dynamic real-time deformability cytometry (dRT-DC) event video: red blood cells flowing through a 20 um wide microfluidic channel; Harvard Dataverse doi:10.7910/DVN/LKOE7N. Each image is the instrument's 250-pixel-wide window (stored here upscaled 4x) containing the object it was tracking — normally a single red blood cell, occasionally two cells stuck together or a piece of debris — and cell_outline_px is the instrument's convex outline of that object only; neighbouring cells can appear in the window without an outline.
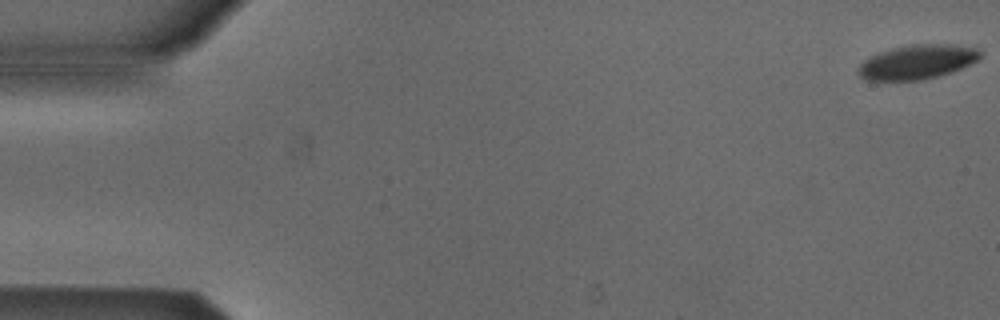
{"species": "Egyptian fruit bat (a non-hibernating species)", "species_latin": "Rousettus aegyptiacus", "temperature_condition": "cold", "stored_images_in_passage": 54, "camera_frame_rate_fps": 3000, "um_per_image_px": 0.085, "animal": {"sex": "male"}, "frame": {"image": 1, "passage_image": 1, "time_ms": 0.0, "image_size_px": [1000, 320], "cell_outline_px": [[980, 56], [976, 60], [960, 68], [936, 76], [920, 80], [864, 80], [856, 72], [856, 68], [868, 56], [892, 48], [912, 44], [948, 44], [980, 48]], "centroid_in_image_um": [77.89, 5.26], "position_along_channel_um": 7.1, "area_um2": 24.22}}
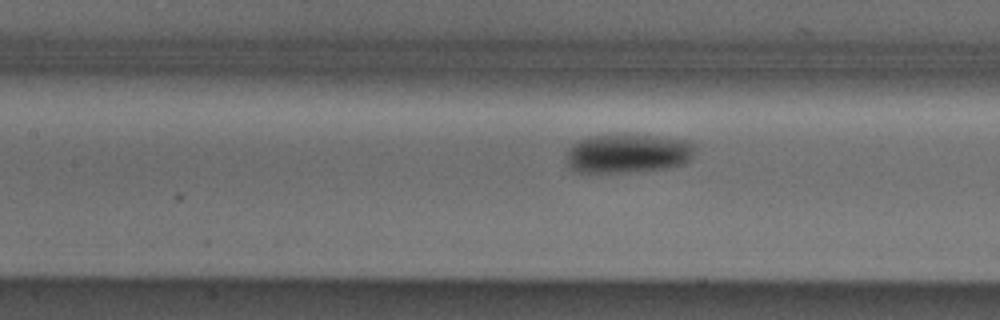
{"frame": {"image": 2, "passage_image": 24, "time_ms": 7.667, "image_size_px": [1000, 320], "cell_outline_px": [[696, 148], [688, 164], [668, 168], [628, 172], [576, 172], [568, 168], [564, 156], [568, 148], [572, 144], [580, 140], [592, 136], [656, 136], [688, 140]], "centroid_in_image_um": [53.36, 13.07], "position_along_channel_um": 154.0, "area_um2": 29.36}}
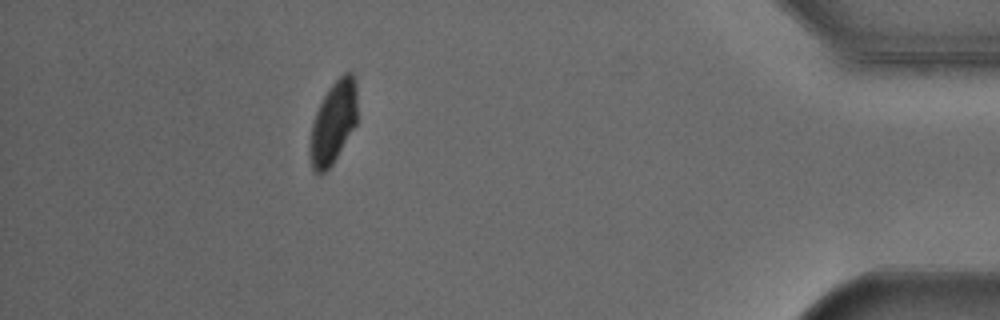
{"frame": {"image": 3, "passage_image": 48, "time_ms": 15.667, "image_size_px": [1000, 320], "cell_outline_px": [[356, 124], [332, 164], [320, 176], [312, 172], [308, 152], [312, 124], [316, 112], [328, 88], [344, 72], [352, 72], [356, 80]], "centroid_in_image_um": [28.3, 10.45], "position_along_channel_um": 406.9, "area_um2": 22.77}, "authors_computed_cell_mechanics": {"area_um2": 26.6169, "velocity_mm_per_s": 3.8427, "shape_relaxation_time_tau1_ms": 2.9693, "shape_relaxation_time_tau2_ms": null, "deformation_change_tau1": 0.0932, "deformation_change_tau2": null}}